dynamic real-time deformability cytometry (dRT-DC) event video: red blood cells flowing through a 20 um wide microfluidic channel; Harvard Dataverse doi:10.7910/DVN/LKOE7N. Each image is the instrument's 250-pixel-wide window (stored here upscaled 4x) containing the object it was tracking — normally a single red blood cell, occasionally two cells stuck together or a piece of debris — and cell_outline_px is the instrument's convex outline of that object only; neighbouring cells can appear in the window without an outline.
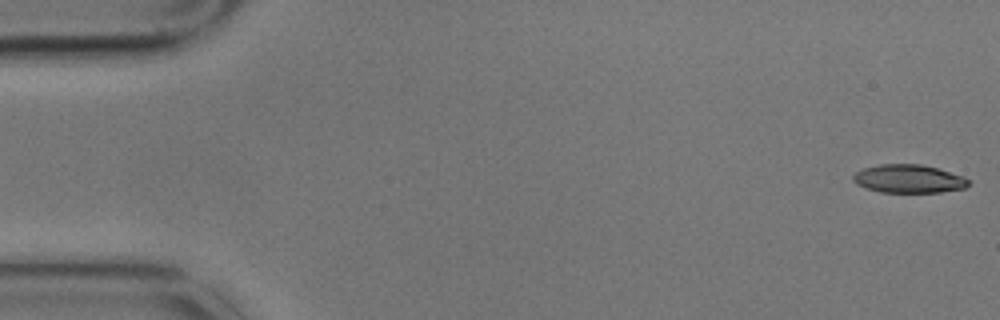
{"species": "common noctule bat (a hibernating species)", "species_latin": "Nyctalus noctula", "temperature_condition": "cold", "stored_images_in_passage": 4, "camera_frame_rate_fps": 3000, "um_per_image_px": 0.085, "animal": {"sex": "male", "body_mass_g": 17.9}, "frame": {"image": 1, "passage_image": 1, "time_ms": 0.0, "image_size_px": [1000, 320], "cell_outline_px": [[972, 180], [964, 188], [940, 192], [880, 192], [856, 184], [852, 180], [852, 176], [856, 172], [864, 168], [880, 164], [920, 164], [936, 168], [964, 176]], "centroid_in_image_um": [77.24, 15.19], "position_along_channel_um": 7.8, "area_um2": 18.96}}
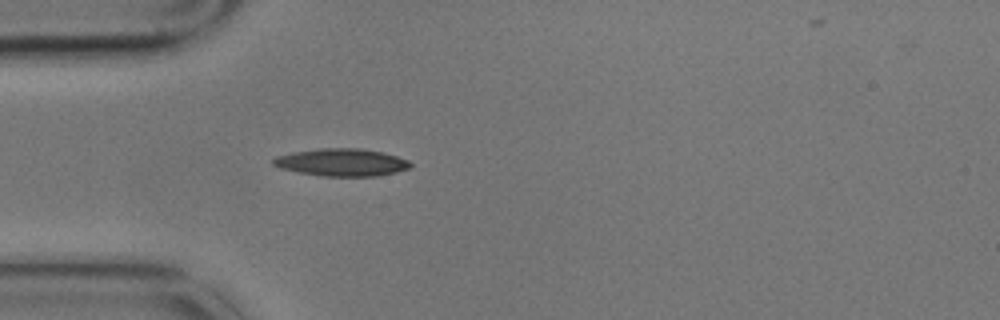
{"frame": {"image": 2, "passage_image": 4, "time_ms": 1.0, "image_size_px": [1000, 320], "cell_outline_px": [[412, 164], [408, 168], [396, 172], [380, 176], [320, 176], [280, 168], [272, 164], [272, 160], [276, 156], [292, 152], [320, 148], [360, 148], [380, 152], [396, 156], [408, 160]], "centroid_in_image_um": [29.02, 13.8], "position_along_channel_um": 56.0, "area_um2": 21.91}}